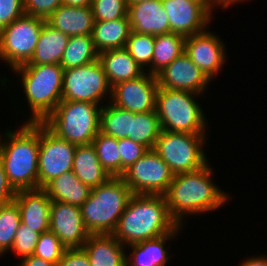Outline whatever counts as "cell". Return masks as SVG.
Returning <instances> with one entry per match:
<instances>
[{
  "label": "cell",
  "mask_w": 267,
  "mask_h": 266,
  "mask_svg": "<svg viewBox=\"0 0 267 266\" xmlns=\"http://www.w3.org/2000/svg\"><path fill=\"white\" fill-rule=\"evenodd\" d=\"M212 170L208 163L197 171L174 175L164 196L171 217L179 225L188 214L212 212L228 202L230 196L213 182Z\"/></svg>",
  "instance_id": "obj_1"
},
{
  "label": "cell",
  "mask_w": 267,
  "mask_h": 266,
  "mask_svg": "<svg viewBox=\"0 0 267 266\" xmlns=\"http://www.w3.org/2000/svg\"><path fill=\"white\" fill-rule=\"evenodd\" d=\"M178 226L164 195L133 194L112 235L126 247L173 232Z\"/></svg>",
  "instance_id": "obj_2"
},
{
  "label": "cell",
  "mask_w": 267,
  "mask_h": 266,
  "mask_svg": "<svg viewBox=\"0 0 267 266\" xmlns=\"http://www.w3.org/2000/svg\"><path fill=\"white\" fill-rule=\"evenodd\" d=\"M38 156L39 122L22 123L19 130L6 129L0 136V157L15 191L38 188Z\"/></svg>",
  "instance_id": "obj_3"
},
{
  "label": "cell",
  "mask_w": 267,
  "mask_h": 266,
  "mask_svg": "<svg viewBox=\"0 0 267 266\" xmlns=\"http://www.w3.org/2000/svg\"><path fill=\"white\" fill-rule=\"evenodd\" d=\"M30 107L26 123L42 122L62 101L64 69L60 64L21 65L12 69Z\"/></svg>",
  "instance_id": "obj_4"
},
{
  "label": "cell",
  "mask_w": 267,
  "mask_h": 266,
  "mask_svg": "<svg viewBox=\"0 0 267 266\" xmlns=\"http://www.w3.org/2000/svg\"><path fill=\"white\" fill-rule=\"evenodd\" d=\"M133 193L121 177H110L94 187L81 205L85 227L90 235L113 234Z\"/></svg>",
  "instance_id": "obj_5"
},
{
  "label": "cell",
  "mask_w": 267,
  "mask_h": 266,
  "mask_svg": "<svg viewBox=\"0 0 267 266\" xmlns=\"http://www.w3.org/2000/svg\"><path fill=\"white\" fill-rule=\"evenodd\" d=\"M101 107L87 101H61L42 123L76 146L90 144L99 132Z\"/></svg>",
  "instance_id": "obj_6"
},
{
  "label": "cell",
  "mask_w": 267,
  "mask_h": 266,
  "mask_svg": "<svg viewBox=\"0 0 267 266\" xmlns=\"http://www.w3.org/2000/svg\"><path fill=\"white\" fill-rule=\"evenodd\" d=\"M199 95L184 90L158 87L156 112L161 130L207 134V119L201 105L196 101Z\"/></svg>",
  "instance_id": "obj_7"
},
{
  "label": "cell",
  "mask_w": 267,
  "mask_h": 266,
  "mask_svg": "<svg viewBox=\"0 0 267 266\" xmlns=\"http://www.w3.org/2000/svg\"><path fill=\"white\" fill-rule=\"evenodd\" d=\"M207 134L161 130L153 150L175 174L194 172L209 163L203 150Z\"/></svg>",
  "instance_id": "obj_8"
},
{
  "label": "cell",
  "mask_w": 267,
  "mask_h": 266,
  "mask_svg": "<svg viewBox=\"0 0 267 266\" xmlns=\"http://www.w3.org/2000/svg\"><path fill=\"white\" fill-rule=\"evenodd\" d=\"M45 21L24 14L0 30V60L11 70L30 61Z\"/></svg>",
  "instance_id": "obj_9"
},
{
  "label": "cell",
  "mask_w": 267,
  "mask_h": 266,
  "mask_svg": "<svg viewBox=\"0 0 267 266\" xmlns=\"http://www.w3.org/2000/svg\"><path fill=\"white\" fill-rule=\"evenodd\" d=\"M108 95L111 98V86L99 59L64 70L62 101H87L100 105Z\"/></svg>",
  "instance_id": "obj_10"
},
{
  "label": "cell",
  "mask_w": 267,
  "mask_h": 266,
  "mask_svg": "<svg viewBox=\"0 0 267 266\" xmlns=\"http://www.w3.org/2000/svg\"><path fill=\"white\" fill-rule=\"evenodd\" d=\"M133 194L164 195L174 173L153 150H148L120 176Z\"/></svg>",
  "instance_id": "obj_11"
},
{
  "label": "cell",
  "mask_w": 267,
  "mask_h": 266,
  "mask_svg": "<svg viewBox=\"0 0 267 266\" xmlns=\"http://www.w3.org/2000/svg\"><path fill=\"white\" fill-rule=\"evenodd\" d=\"M76 145L59 138L39 122L38 188L72 171Z\"/></svg>",
  "instance_id": "obj_12"
},
{
  "label": "cell",
  "mask_w": 267,
  "mask_h": 266,
  "mask_svg": "<svg viewBox=\"0 0 267 266\" xmlns=\"http://www.w3.org/2000/svg\"><path fill=\"white\" fill-rule=\"evenodd\" d=\"M168 15L170 32L184 37L201 33L211 22L213 8L207 0H161Z\"/></svg>",
  "instance_id": "obj_13"
},
{
  "label": "cell",
  "mask_w": 267,
  "mask_h": 266,
  "mask_svg": "<svg viewBox=\"0 0 267 266\" xmlns=\"http://www.w3.org/2000/svg\"><path fill=\"white\" fill-rule=\"evenodd\" d=\"M157 91L156 76L145 71L135 79L114 85L110 103L133 113L155 111Z\"/></svg>",
  "instance_id": "obj_14"
},
{
  "label": "cell",
  "mask_w": 267,
  "mask_h": 266,
  "mask_svg": "<svg viewBox=\"0 0 267 266\" xmlns=\"http://www.w3.org/2000/svg\"><path fill=\"white\" fill-rule=\"evenodd\" d=\"M222 41L208 29L185 39L184 53L211 81L222 71L227 59Z\"/></svg>",
  "instance_id": "obj_15"
},
{
  "label": "cell",
  "mask_w": 267,
  "mask_h": 266,
  "mask_svg": "<svg viewBox=\"0 0 267 266\" xmlns=\"http://www.w3.org/2000/svg\"><path fill=\"white\" fill-rule=\"evenodd\" d=\"M49 231L53 232L65 248H81L89 237L81 207L52 201Z\"/></svg>",
  "instance_id": "obj_16"
},
{
  "label": "cell",
  "mask_w": 267,
  "mask_h": 266,
  "mask_svg": "<svg viewBox=\"0 0 267 266\" xmlns=\"http://www.w3.org/2000/svg\"><path fill=\"white\" fill-rule=\"evenodd\" d=\"M156 78L160 88L189 91L200 97L211 83L185 53L160 71Z\"/></svg>",
  "instance_id": "obj_17"
},
{
  "label": "cell",
  "mask_w": 267,
  "mask_h": 266,
  "mask_svg": "<svg viewBox=\"0 0 267 266\" xmlns=\"http://www.w3.org/2000/svg\"><path fill=\"white\" fill-rule=\"evenodd\" d=\"M13 201L19 208L22 224L38 233L49 231L52 201L43 188L16 191Z\"/></svg>",
  "instance_id": "obj_18"
},
{
  "label": "cell",
  "mask_w": 267,
  "mask_h": 266,
  "mask_svg": "<svg viewBox=\"0 0 267 266\" xmlns=\"http://www.w3.org/2000/svg\"><path fill=\"white\" fill-rule=\"evenodd\" d=\"M128 18L133 32L153 36L170 32L168 15L161 0L128 5Z\"/></svg>",
  "instance_id": "obj_19"
},
{
  "label": "cell",
  "mask_w": 267,
  "mask_h": 266,
  "mask_svg": "<svg viewBox=\"0 0 267 266\" xmlns=\"http://www.w3.org/2000/svg\"><path fill=\"white\" fill-rule=\"evenodd\" d=\"M183 226L179 225L173 232L167 233L155 239L142 241L128 245L133 251L126 254V266H165L170 260L168 250L165 247L167 241L177 238Z\"/></svg>",
  "instance_id": "obj_20"
},
{
  "label": "cell",
  "mask_w": 267,
  "mask_h": 266,
  "mask_svg": "<svg viewBox=\"0 0 267 266\" xmlns=\"http://www.w3.org/2000/svg\"><path fill=\"white\" fill-rule=\"evenodd\" d=\"M53 28L66 35H92L94 18L91 7H74L62 4L46 20Z\"/></svg>",
  "instance_id": "obj_21"
},
{
  "label": "cell",
  "mask_w": 267,
  "mask_h": 266,
  "mask_svg": "<svg viewBox=\"0 0 267 266\" xmlns=\"http://www.w3.org/2000/svg\"><path fill=\"white\" fill-rule=\"evenodd\" d=\"M90 266H126V248L112 234L89 235L82 247Z\"/></svg>",
  "instance_id": "obj_22"
},
{
  "label": "cell",
  "mask_w": 267,
  "mask_h": 266,
  "mask_svg": "<svg viewBox=\"0 0 267 266\" xmlns=\"http://www.w3.org/2000/svg\"><path fill=\"white\" fill-rule=\"evenodd\" d=\"M98 59L111 88L118 83L135 79L145 72L125 48L103 51L99 53Z\"/></svg>",
  "instance_id": "obj_23"
},
{
  "label": "cell",
  "mask_w": 267,
  "mask_h": 266,
  "mask_svg": "<svg viewBox=\"0 0 267 266\" xmlns=\"http://www.w3.org/2000/svg\"><path fill=\"white\" fill-rule=\"evenodd\" d=\"M70 36L58 31L46 21L43 24L35 52L23 65L60 64Z\"/></svg>",
  "instance_id": "obj_24"
},
{
  "label": "cell",
  "mask_w": 267,
  "mask_h": 266,
  "mask_svg": "<svg viewBox=\"0 0 267 266\" xmlns=\"http://www.w3.org/2000/svg\"><path fill=\"white\" fill-rule=\"evenodd\" d=\"M51 201H59L81 207L90 196L92 188L82 183L69 171L50 181L44 188Z\"/></svg>",
  "instance_id": "obj_25"
},
{
  "label": "cell",
  "mask_w": 267,
  "mask_h": 266,
  "mask_svg": "<svg viewBox=\"0 0 267 266\" xmlns=\"http://www.w3.org/2000/svg\"><path fill=\"white\" fill-rule=\"evenodd\" d=\"M72 171L82 183L91 188L98 187L111 177L100 164L92 143L77 145Z\"/></svg>",
  "instance_id": "obj_26"
},
{
  "label": "cell",
  "mask_w": 267,
  "mask_h": 266,
  "mask_svg": "<svg viewBox=\"0 0 267 266\" xmlns=\"http://www.w3.org/2000/svg\"><path fill=\"white\" fill-rule=\"evenodd\" d=\"M132 29L128 16L114 21L94 22L92 40L98 53L125 48Z\"/></svg>",
  "instance_id": "obj_27"
},
{
  "label": "cell",
  "mask_w": 267,
  "mask_h": 266,
  "mask_svg": "<svg viewBox=\"0 0 267 266\" xmlns=\"http://www.w3.org/2000/svg\"><path fill=\"white\" fill-rule=\"evenodd\" d=\"M186 37L176 33L155 36L152 75H157L185 51Z\"/></svg>",
  "instance_id": "obj_28"
},
{
  "label": "cell",
  "mask_w": 267,
  "mask_h": 266,
  "mask_svg": "<svg viewBox=\"0 0 267 266\" xmlns=\"http://www.w3.org/2000/svg\"><path fill=\"white\" fill-rule=\"evenodd\" d=\"M131 118L134 113L114 106L109 102L102 105L100 111L99 132L116 138L117 140L130 136Z\"/></svg>",
  "instance_id": "obj_29"
},
{
  "label": "cell",
  "mask_w": 267,
  "mask_h": 266,
  "mask_svg": "<svg viewBox=\"0 0 267 266\" xmlns=\"http://www.w3.org/2000/svg\"><path fill=\"white\" fill-rule=\"evenodd\" d=\"M98 57L92 35L72 36L69 38L60 66L64 70L79 67L98 60Z\"/></svg>",
  "instance_id": "obj_30"
},
{
  "label": "cell",
  "mask_w": 267,
  "mask_h": 266,
  "mask_svg": "<svg viewBox=\"0 0 267 266\" xmlns=\"http://www.w3.org/2000/svg\"><path fill=\"white\" fill-rule=\"evenodd\" d=\"M160 132L161 127L156 110L134 113V118H131L130 136L128 138L151 150L154 148Z\"/></svg>",
  "instance_id": "obj_31"
},
{
  "label": "cell",
  "mask_w": 267,
  "mask_h": 266,
  "mask_svg": "<svg viewBox=\"0 0 267 266\" xmlns=\"http://www.w3.org/2000/svg\"><path fill=\"white\" fill-rule=\"evenodd\" d=\"M100 164L111 177L121 176V159L118 147V140L98 132L93 139Z\"/></svg>",
  "instance_id": "obj_32"
},
{
  "label": "cell",
  "mask_w": 267,
  "mask_h": 266,
  "mask_svg": "<svg viewBox=\"0 0 267 266\" xmlns=\"http://www.w3.org/2000/svg\"><path fill=\"white\" fill-rule=\"evenodd\" d=\"M20 223V211L14 201L0 205V256L11 250Z\"/></svg>",
  "instance_id": "obj_33"
},
{
  "label": "cell",
  "mask_w": 267,
  "mask_h": 266,
  "mask_svg": "<svg viewBox=\"0 0 267 266\" xmlns=\"http://www.w3.org/2000/svg\"><path fill=\"white\" fill-rule=\"evenodd\" d=\"M154 42L155 36H153L152 34H140L131 31L125 45V49L139 64V66L150 74H152ZM147 66L149 67V69H147Z\"/></svg>",
  "instance_id": "obj_34"
},
{
  "label": "cell",
  "mask_w": 267,
  "mask_h": 266,
  "mask_svg": "<svg viewBox=\"0 0 267 266\" xmlns=\"http://www.w3.org/2000/svg\"><path fill=\"white\" fill-rule=\"evenodd\" d=\"M91 8L94 22L114 21L128 16L126 0H93Z\"/></svg>",
  "instance_id": "obj_35"
},
{
  "label": "cell",
  "mask_w": 267,
  "mask_h": 266,
  "mask_svg": "<svg viewBox=\"0 0 267 266\" xmlns=\"http://www.w3.org/2000/svg\"><path fill=\"white\" fill-rule=\"evenodd\" d=\"M65 250L66 248L59 241V238L53 232L47 231L40 234L33 255L57 265Z\"/></svg>",
  "instance_id": "obj_36"
},
{
  "label": "cell",
  "mask_w": 267,
  "mask_h": 266,
  "mask_svg": "<svg viewBox=\"0 0 267 266\" xmlns=\"http://www.w3.org/2000/svg\"><path fill=\"white\" fill-rule=\"evenodd\" d=\"M40 234L41 233L35 232L31 228L20 223L10 251L14 252L18 257H21V259L33 255Z\"/></svg>",
  "instance_id": "obj_37"
},
{
  "label": "cell",
  "mask_w": 267,
  "mask_h": 266,
  "mask_svg": "<svg viewBox=\"0 0 267 266\" xmlns=\"http://www.w3.org/2000/svg\"><path fill=\"white\" fill-rule=\"evenodd\" d=\"M118 147L121 159V175L148 151L144 145L136 143L129 138L119 139Z\"/></svg>",
  "instance_id": "obj_38"
},
{
  "label": "cell",
  "mask_w": 267,
  "mask_h": 266,
  "mask_svg": "<svg viewBox=\"0 0 267 266\" xmlns=\"http://www.w3.org/2000/svg\"><path fill=\"white\" fill-rule=\"evenodd\" d=\"M63 0H24V14L47 20Z\"/></svg>",
  "instance_id": "obj_39"
},
{
  "label": "cell",
  "mask_w": 267,
  "mask_h": 266,
  "mask_svg": "<svg viewBox=\"0 0 267 266\" xmlns=\"http://www.w3.org/2000/svg\"><path fill=\"white\" fill-rule=\"evenodd\" d=\"M24 15V0H0V30Z\"/></svg>",
  "instance_id": "obj_40"
},
{
  "label": "cell",
  "mask_w": 267,
  "mask_h": 266,
  "mask_svg": "<svg viewBox=\"0 0 267 266\" xmlns=\"http://www.w3.org/2000/svg\"><path fill=\"white\" fill-rule=\"evenodd\" d=\"M56 266H90L89 257L81 248H66Z\"/></svg>",
  "instance_id": "obj_41"
},
{
  "label": "cell",
  "mask_w": 267,
  "mask_h": 266,
  "mask_svg": "<svg viewBox=\"0 0 267 266\" xmlns=\"http://www.w3.org/2000/svg\"><path fill=\"white\" fill-rule=\"evenodd\" d=\"M16 191L7 180L4 166L0 157V205L10 203L14 200Z\"/></svg>",
  "instance_id": "obj_42"
},
{
  "label": "cell",
  "mask_w": 267,
  "mask_h": 266,
  "mask_svg": "<svg viewBox=\"0 0 267 266\" xmlns=\"http://www.w3.org/2000/svg\"><path fill=\"white\" fill-rule=\"evenodd\" d=\"M21 261V262H20ZM17 266H56V264L46 261L35 255L27 256L19 260Z\"/></svg>",
  "instance_id": "obj_43"
},
{
  "label": "cell",
  "mask_w": 267,
  "mask_h": 266,
  "mask_svg": "<svg viewBox=\"0 0 267 266\" xmlns=\"http://www.w3.org/2000/svg\"><path fill=\"white\" fill-rule=\"evenodd\" d=\"M239 266H267V255L266 256H250L239 262Z\"/></svg>",
  "instance_id": "obj_44"
},
{
  "label": "cell",
  "mask_w": 267,
  "mask_h": 266,
  "mask_svg": "<svg viewBox=\"0 0 267 266\" xmlns=\"http://www.w3.org/2000/svg\"><path fill=\"white\" fill-rule=\"evenodd\" d=\"M247 0H207V2L209 3V5L215 10V7L217 6H221V9H225L227 7H229L230 5L233 4H238L240 2H243Z\"/></svg>",
  "instance_id": "obj_45"
},
{
  "label": "cell",
  "mask_w": 267,
  "mask_h": 266,
  "mask_svg": "<svg viewBox=\"0 0 267 266\" xmlns=\"http://www.w3.org/2000/svg\"><path fill=\"white\" fill-rule=\"evenodd\" d=\"M93 0H63V4L74 7H91Z\"/></svg>",
  "instance_id": "obj_46"
},
{
  "label": "cell",
  "mask_w": 267,
  "mask_h": 266,
  "mask_svg": "<svg viewBox=\"0 0 267 266\" xmlns=\"http://www.w3.org/2000/svg\"><path fill=\"white\" fill-rule=\"evenodd\" d=\"M127 1V5H132V4H136L139 2H144V1H149V0H126Z\"/></svg>",
  "instance_id": "obj_47"
}]
</instances>
